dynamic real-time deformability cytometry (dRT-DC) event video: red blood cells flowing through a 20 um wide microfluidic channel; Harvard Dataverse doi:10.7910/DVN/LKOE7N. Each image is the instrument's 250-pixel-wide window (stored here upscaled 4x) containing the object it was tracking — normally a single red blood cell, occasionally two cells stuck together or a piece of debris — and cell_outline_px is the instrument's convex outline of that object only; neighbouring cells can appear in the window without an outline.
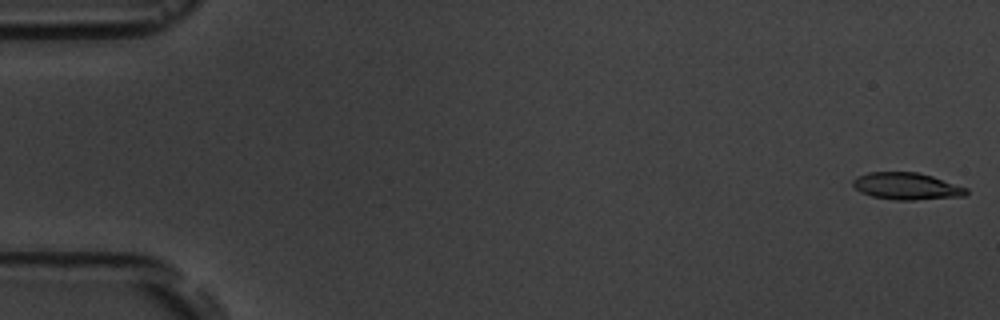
{"species": "common noctule bat (a hibernating species)", "species_latin": "Nyctalus noctula", "temperature_condition": "room temperature", "stored_images_in_passage": 5, "camera_frame_rate_fps": 3000, "um_per_image_px": 0.085, "animal": {"sex": "male", "body_mass_g": 19.5, "forearm_length_mm": 54.6}, "frame": {"image": 1, "passage_image": 1, "time_ms": 0.0, "image_size_px": [1000, 320], "cell_outline_px": [[968, 192], [964, 196], [912, 200], [896, 200], [872, 196], [860, 192], [852, 184], [852, 180], [868, 172], [916, 172], [932, 176], [968, 188]], "centroid_in_image_um": [77.07, 15.83], "position_along_channel_um": 7.9, "area_um2": 17.69}}
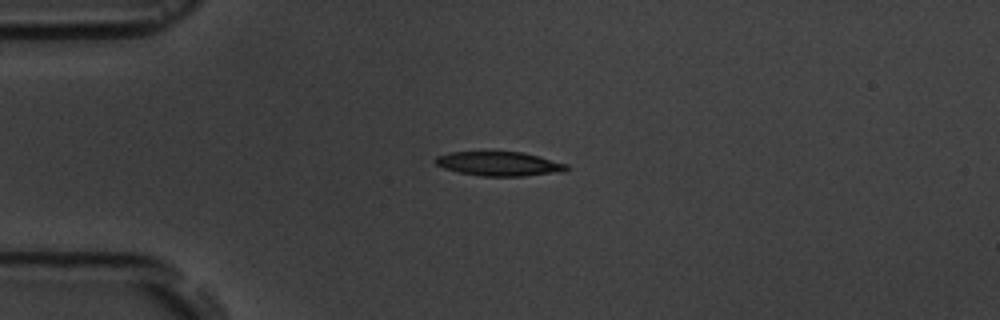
{"frame": {"image": 2, "passage_image": 4, "time_ms": 4.333, "image_size_px": [1000, 320], "cell_outline_px": [[568, 168], [564, 172], [524, 176], [480, 176], [460, 172], [444, 168], [436, 164], [432, 160], [436, 156], [452, 152], [520, 152], [568, 164]], "centroid_in_image_um": [42.41, 13.93], "position_along_channel_um": 42.6, "area_um2": 18.38}}